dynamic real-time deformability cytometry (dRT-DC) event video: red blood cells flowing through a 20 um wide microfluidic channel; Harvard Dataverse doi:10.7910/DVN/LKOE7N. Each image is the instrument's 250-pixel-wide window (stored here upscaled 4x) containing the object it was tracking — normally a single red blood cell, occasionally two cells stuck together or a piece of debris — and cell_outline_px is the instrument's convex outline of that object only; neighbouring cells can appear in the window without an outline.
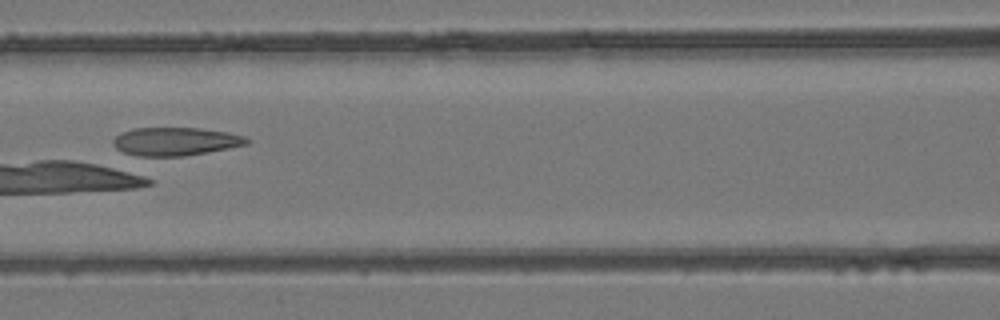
{"species": "common noctule bat (a hibernating species)", "species_latin": "Nyctalus noctula", "temperature_condition": "room temperature", "stored_images_in_passage": 7, "camera_frame_rate_fps": 3000, "um_per_image_px": 0.085, "animal": {"sex": "female", "body_mass_g": 24.6, "forearm_length_mm": 56.2}, "frame": {"image": 1, "passage_image": 6, "time_ms": 1.667, "image_size_px": [1000, 320], "cell_outline_px": [[248, 144], [228, 148], [184, 156], [144, 160], [124, 152], [116, 148], [112, 144], [112, 140], [120, 132], [132, 128], [200, 128], [228, 132], [244, 136], [248, 140]], "centroid_in_image_um": [14.8, 12.06], "position_along_channel_um": 151.8, "area_um2": 22.72}}
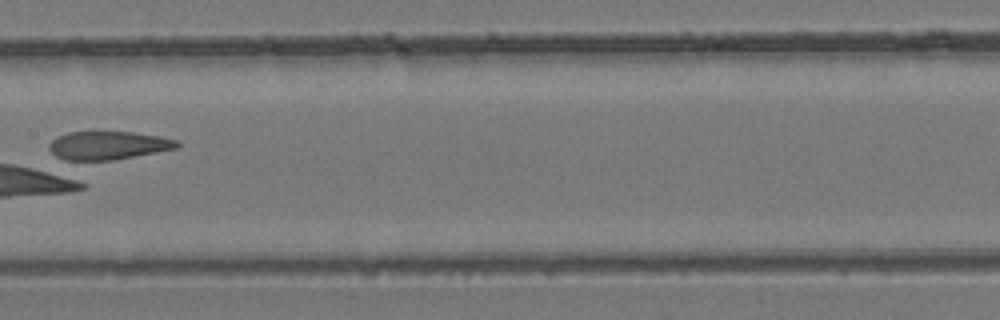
{"frame": {"image": 2, "passage_image": 7, "time_ms": 2.0, "image_size_px": [1000, 320], "cell_outline_px": [[180, 144], [176, 148], [112, 160], [76, 164], [72, 164], [56, 156], [48, 148], [48, 144], [56, 136], [68, 132], [132, 132], [160, 136], [176, 140]], "centroid_in_image_um": [9.06, 12.4], "position_along_channel_um": 198.3, "area_um2": 21.68}}